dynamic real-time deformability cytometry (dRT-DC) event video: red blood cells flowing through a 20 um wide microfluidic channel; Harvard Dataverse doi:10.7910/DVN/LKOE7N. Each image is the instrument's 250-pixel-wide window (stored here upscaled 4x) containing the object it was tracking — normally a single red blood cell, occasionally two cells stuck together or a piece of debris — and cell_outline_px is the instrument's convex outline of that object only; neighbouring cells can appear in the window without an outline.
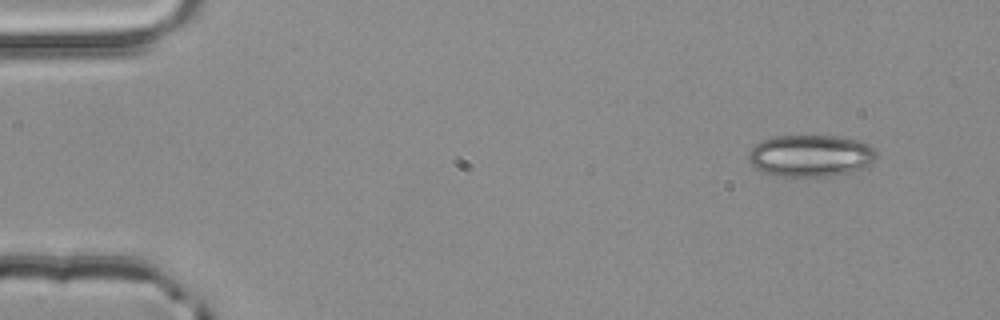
{"species": "common noctule bat (a hibernating species)", "species_latin": "Nyctalus noctula", "temperature_condition": "room temperature", "stored_images_in_passage": 3, "camera_frame_rate_fps": 3000, "um_per_image_px": 0.085, "animal": {"sex": "male", "body_mass_g": 20.4}, "frame": {"image": 1, "passage_image": 1, "time_ms": 0.0, "image_size_px": [1000, 320], "cell_outline_px": [[876, 160], [872, 164], [848, 172], [828, 176], [776, 176], [764, 172], [756, 168], [748, 160], [748, 152], [760, 140], [772, 136], [836, 136], [856, 140], [868, 144], [876, 152]], "centroid_in_image_um": [68.87, 13.23], "position_along_channel_um": 16.1, "area_um2": 31.15}}